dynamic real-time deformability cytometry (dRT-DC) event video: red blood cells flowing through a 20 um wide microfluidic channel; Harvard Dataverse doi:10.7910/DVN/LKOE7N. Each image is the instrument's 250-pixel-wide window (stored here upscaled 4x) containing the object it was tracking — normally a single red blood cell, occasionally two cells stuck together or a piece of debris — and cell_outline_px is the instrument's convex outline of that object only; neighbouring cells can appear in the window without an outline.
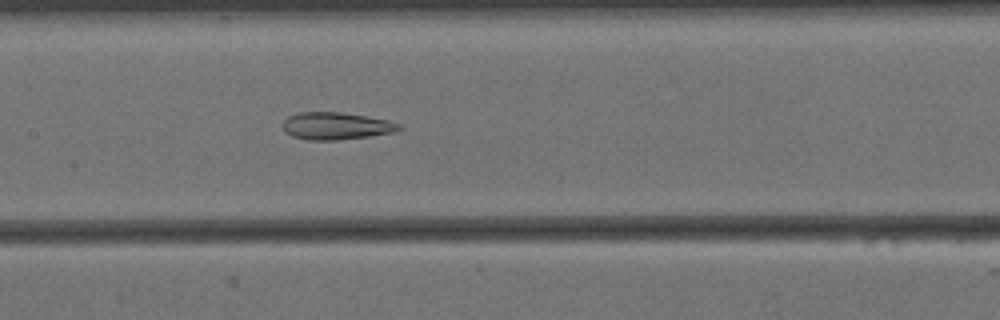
{"species": "Egyptian fruit bat (a non-hibernating species)", "species_latin": "Rousettus aegyptiacus", "temperature_condition": "cold", "stored_images_in_passage": 48, "camera_frame_rate_fps": 3000, "um_per_image_px": 0.085, "animal": {"sex": "female"}, "frame": {"image": 1, "passage_image": 17, "time_ms": 5.333, "image_size_px": [1000, 320], "cell_outline_px": [[404, 128], [396, 132], [368, 136], [336, 140], [308, 140], [292, 136], [284, 132], [280, 124], [288, 116], [300, 112], [340, 112], [368, 116], [388, 120], [400, 124]], "centroid_in_image_um": [28.55, 10.7], "position_along_channel_um": 178.8, "area_um2": 18.73}}
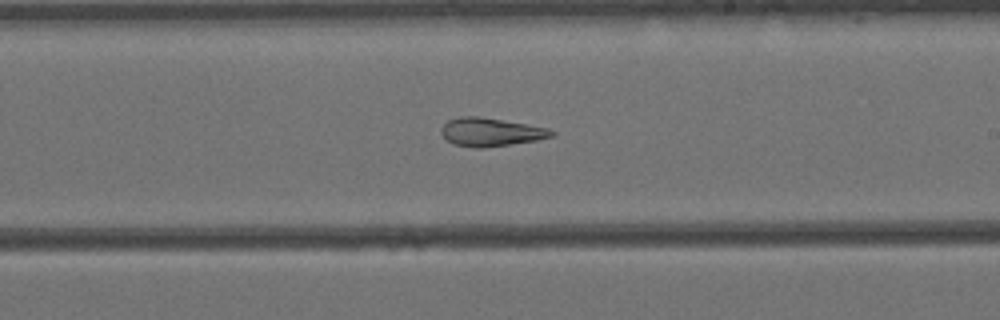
{"frame": {"image": 2, "passage_image": 23, "time_ms": 7.333, "image_size_px": [1000, 320], "cell_outline_px": [[556, 132], [552, 136], [536, 140], [484, 148], [476, 148], [452, 144], [440, 132], [440, 128], [448, 120], [460, 116], [480, 116], [548, 128]], "centroid_in_image_um": [41.68, 11.22], "position_along_channel_um": 247.3, "area_um2": 18.15}}
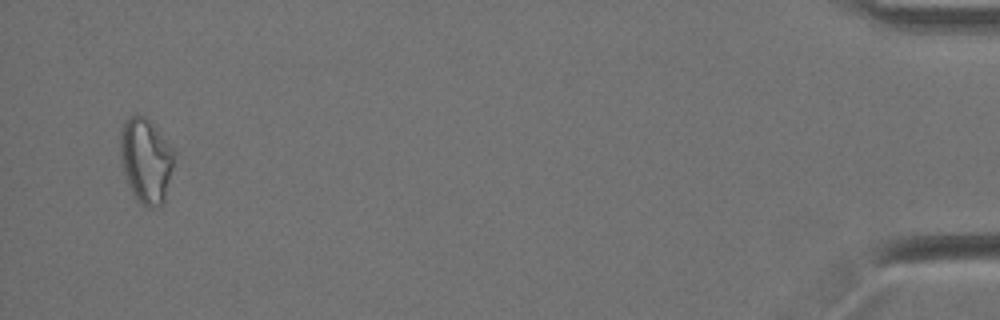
{"frame": {"image": 3, "passage_image": 46, "time_ms": 15.0, "image_size_px": [1000, 320], "cell_outline_px": [[172, 168], [164, 200], [160, 204], [148, 208], [140, 204], [136, 200], [128, 184], [120, 164], [120, 128], [124, 120], [128, 116], [144, 116], [152, 120], [172, 148]], "centroid_in_image_um": [12.35, 13.6], "position_along_channel_um": 422.9, "area_um2": 26.65}, "authors_computed_cell_mechanics": {"area_um2": 20.4323, "velocity_mm_per_s": 3.4467, "shape_relaxation_time_tau1_ms": null, "shape_relaxation_time_tau2_ms": 5.713, "deformation_change_tau1": null, "deformation_change_tau2": 0.1632}}